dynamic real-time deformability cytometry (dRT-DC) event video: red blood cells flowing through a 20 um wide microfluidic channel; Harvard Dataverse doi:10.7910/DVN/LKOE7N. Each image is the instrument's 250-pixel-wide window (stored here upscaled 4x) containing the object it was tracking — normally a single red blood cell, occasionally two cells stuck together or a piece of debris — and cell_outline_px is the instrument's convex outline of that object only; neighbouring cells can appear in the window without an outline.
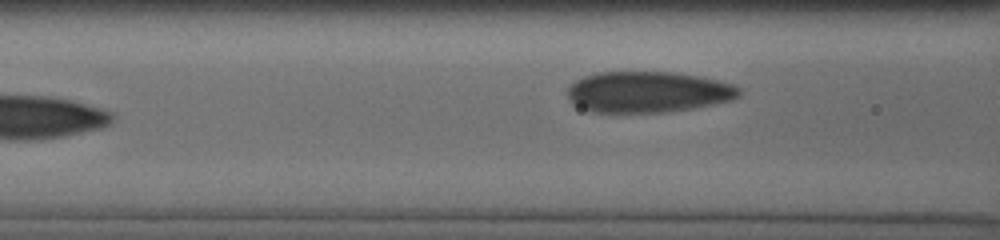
{"species": "human", "species_latin": "Homo sapiens", "temperature_condition": "cold", "stored_images_in_passage": 9, "segment_of_instrument_passage": [2, 2], "camera_frame_rate_fps": 3000, "um_per_image_px": 0.085, "donor": {"sex": "male"}, "frame": {"image": 1, "passage_image": 9, "time_ms": 4.333, "image_size_px": [1000, 240], "cell_outline_px": [[740, 96], [732, 100], [692, 108], [668, 112], [592, 112], [576, 104], [568, 96], [568, 88], [576, 80], [584, 76], [596, 72], [672, 72], [700, 76], [720, 80], [736, 84], [740, 88]], "centroid_in_image_um": [55.14, 7.8], "position_along_channel_um": 111.5, "area_um2": 41.04}}